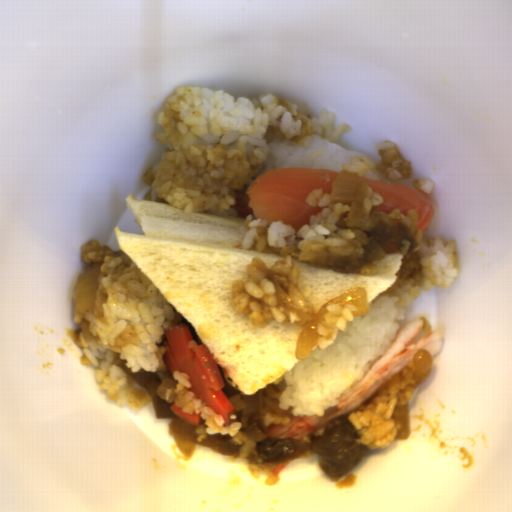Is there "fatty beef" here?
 I'll return each mask as SVG.
<instances>
[{"label":"fatty beef","mask_w":512,"mask_h":512,"mask_svg":"<svg viewBox=\"0 0 512 512\" xmlns=\"http://www.w3.org/2000/svg\"><path fill=\"white\" fill-rule=\"evenodd\" d=\"M282 392L276 384L268 383L253 395H232L229 401L235 409L226 420V427L239 422L241 430L234 436L207 434L206 423L199 421L194 432L197 445L216 453L243 458L249 464H284L299 458L318 454L324 474L335 482L349 473L360 462L368 446L359 442V432L348 418L324 424L317 431L299 441L271 439L267 436L266 414L293 418L292 406L280 408Z\"/></svg>","instance_id":"fatty-beef-1"},{"label":"fatty beef","mask_w":512,"mask_h":512,"mask_svg":"<svg viewBox=\"0 0 512 512\" xmlns=\"http://www.w3.org/2000/svg\"><path fill=\"white\" fill-rule=\"evenodd\" d=\"M366 234L368 243L363 245L364 254L335 258L330 267L332 271L359 274L364 265L384 259L387 255L383 249L384 244L393 242L399 246L402 254L400 269L395 273L396 278L408 280L421 272L418 244L406 224L389 226L381 223L368 230Z\"/></svg>","instance_id":"fatty-beef-2"},{"label":"fatty beef","mask_w":512,"mask_h":512,"mask_svg":"<svg viewBox=\"0 0 512 512\" xmlns=\"http://www.w3.org/2000/svg\"><path fill=\"white\" fill-rule=\"evenodd\" d=\"M125 362V360L120 359V354H117L111 364L119 367L140 387L148 391L153 402L156 418L174 419L175 417H180L170 408L176 402L167 403L165 399H161L158 395V386L162 382L161 378L158 376L159 372H148L145 371L143 367L137 372H132L131 368L126 367Z\"/></svg>","instance_id":"fatty-beef-3"},{"label":"fatty beef","mask_w":512,"mask_h":512,"mask_svg":"<svg viewBox=\"0 0 512 512\" xmlns=\"http://www.w3.org/2000/svg\"><path fill=\"white\" fill-rule=\"evenodd\" d=\"M247 187L242 190H236L234 194L235 204L234 209L237 210V215L242 218H247L249 215L254 216L253 210L250 208L249 197L246 195Z\"/></svg>","instance_id":"fatty-beef-4"}]
</instances>
